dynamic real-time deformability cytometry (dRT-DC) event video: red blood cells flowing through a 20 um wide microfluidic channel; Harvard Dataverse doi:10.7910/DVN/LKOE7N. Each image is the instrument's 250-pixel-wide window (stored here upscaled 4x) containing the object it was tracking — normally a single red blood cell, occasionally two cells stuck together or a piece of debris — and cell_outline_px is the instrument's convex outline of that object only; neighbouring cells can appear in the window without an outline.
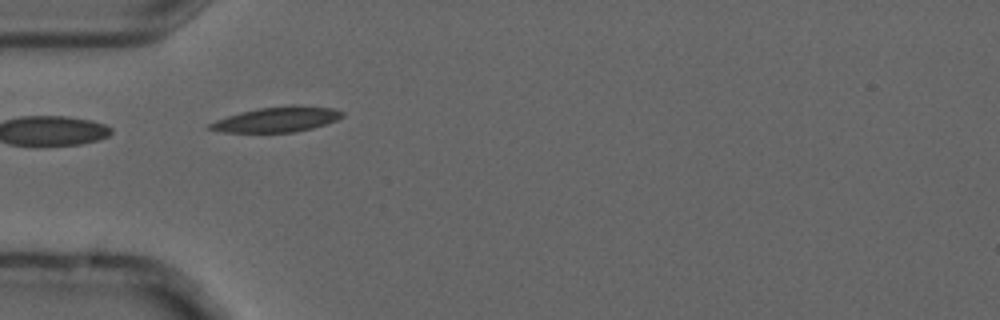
{"species": "common noctule bat (a hibernating species)", "species_latin": "Nyctalus noctula", "temperature_condition": "cold", "stored_images_in_passage": 3, "camera_frame_rate_fps": 3000, "um_per_image_px": 0.085, "animal": {"sex": "male", "forearm_length_mm": 52.5}, "frame": {"image": 1, "passage_image": 2, "time_ms": 0.333, "image_size_px": [1000, 320], "cell_outline_px": [[344, 116], [336, 120], [312, 128], [296, 132], [224, 132], [208, 128], [208, 124], [216, 120], [240, 112], [260, 108], [288, 104], [292, 104], [332, 108], [344, 112]], "centroid_in_image_um": [23.57, 10.14], "position_along_channel_um": 61.4, "area_um2": 19.36}}